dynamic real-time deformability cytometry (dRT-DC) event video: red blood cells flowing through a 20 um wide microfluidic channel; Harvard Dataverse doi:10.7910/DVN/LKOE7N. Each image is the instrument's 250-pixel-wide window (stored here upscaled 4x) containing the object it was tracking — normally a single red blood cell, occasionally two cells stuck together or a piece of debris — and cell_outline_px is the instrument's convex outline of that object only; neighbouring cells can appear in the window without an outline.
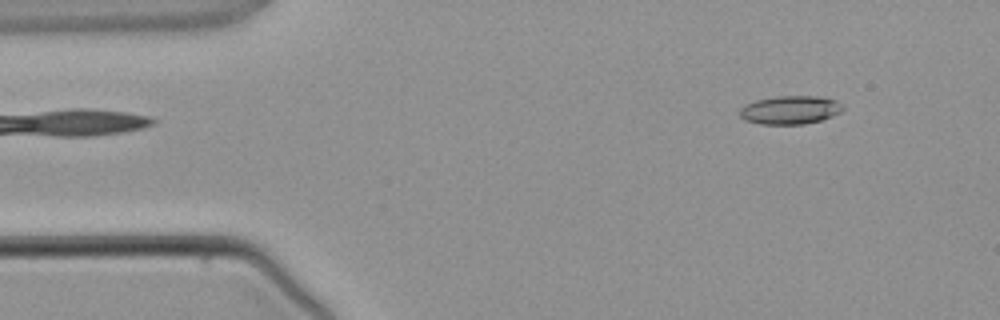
{"species": "common noctule bat (a hibernating species)", "species_latin": "Nyctalus noctula", "temperature_condition": "warm", "stored_images_in_passage": 4, "camera_frame_rate_fps": 3000, "um_per_image_px": 0.085, "animal": {"sex": "male", "body_mass_g": 21.5, "forearm_length_mm": 52.0}, "frame": {"image": 1, "passage_image": 2, "time_ms": 1.0, "image_size_px": [1000, 320], "cell_outline_px": [[844, 108], [840, 112], [832, 116], [820, 120], [804, 124], [760, 124], [744, 120], [740, 116], [740, 108], [744, 104], [756, 100], [776, 96], [816, 96], [836, 100]], "centroid_in_image_um": [67.13, 9.34], "position_along_channel_um": 17.9, "area_um2": 17.05}}
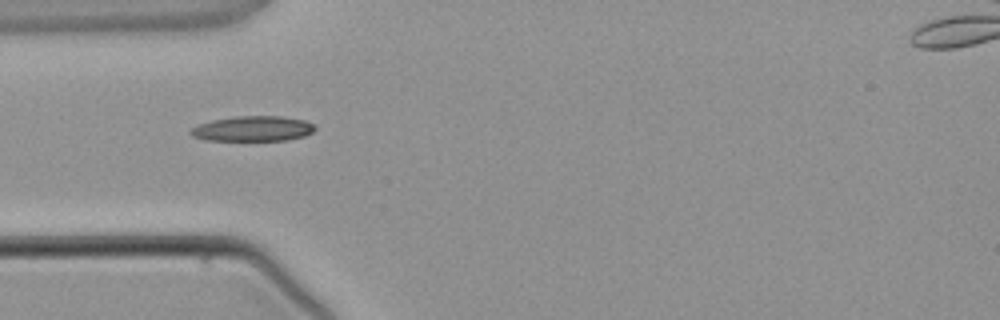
{"frame": {"image": 2, "passage_image": 4, "time_ms": 3.667, "image_size_px": [1000, 320], "cell_outline_px": [[316, 128], [312, 132], [304, 136], [284, 140], [204, 140], [192, 136], [188, 132], [192, 128], [200, 124], [212, 120], [236, 116], [280, 116], [304, 120], [312, 124]], "centroid_in_image_um": [21.47, 10.93], "position_along_channel_um": 63.5, "area_um2": 18.09}}